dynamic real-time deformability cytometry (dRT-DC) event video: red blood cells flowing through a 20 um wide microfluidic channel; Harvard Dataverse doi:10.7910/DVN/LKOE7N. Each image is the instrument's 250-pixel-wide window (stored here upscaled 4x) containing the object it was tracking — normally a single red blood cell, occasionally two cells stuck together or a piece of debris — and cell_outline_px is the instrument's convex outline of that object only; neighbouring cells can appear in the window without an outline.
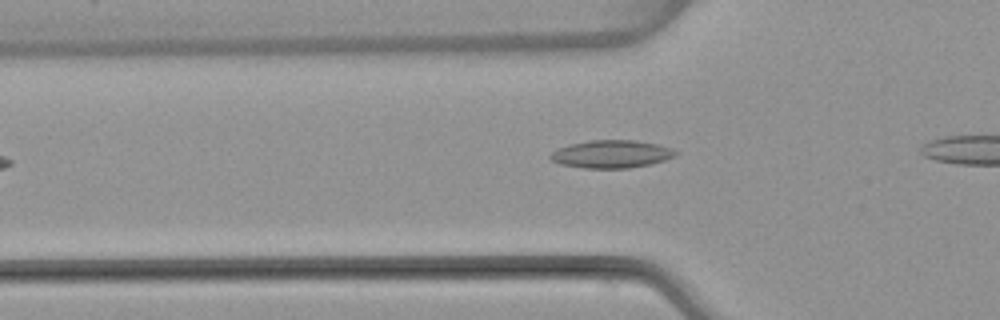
{"species": "common noctule bat (a hibernating species)", "species_latin": "Nyctalus noctula", "temperature_condition": "warm", "stored_images_in_passage": 3, "camera_frame_rate_fps": 3000, "um_per_image_px": 0.085, "animal": {"sex": "female", "body_mass_g": 22.7, "forearm_length_mm": 54.2}, "frame": {"image": 1, "passage_image": 3, "time_ms": 2.667, "image_size_px": [1000, 320], "cell_outline_px": [[680, 152], [676, 156], [652, 164], [628, 168], [584, 168], [560, 164], [552, 160], [548, 156], [556, 148], [568, 144], [588, 140], [636, 140], [656, 144], [672, 148]], "centroid_in_image_um": [51.97, 13.09], "position_along_channel_um": 73.8, "area_um2": 20.52}}